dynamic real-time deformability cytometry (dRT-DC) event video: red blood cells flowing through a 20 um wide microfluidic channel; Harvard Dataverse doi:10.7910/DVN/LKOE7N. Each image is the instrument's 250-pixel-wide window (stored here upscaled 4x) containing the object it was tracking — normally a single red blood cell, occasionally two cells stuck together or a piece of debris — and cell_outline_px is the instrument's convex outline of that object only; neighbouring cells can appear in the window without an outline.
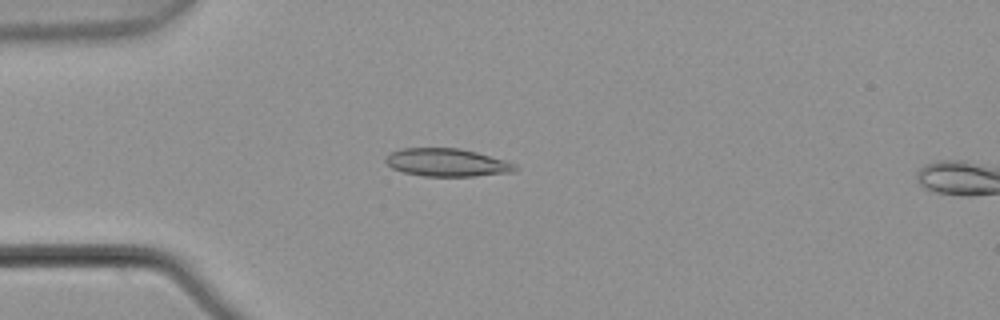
{"species": "common noctule bat (a hibernating species)", "species_latin": "Nyctalus noctula", "temperature_condition": "warm", "stored_images_in_passage": 5, "camera_frame_rate_fps": 3000, "um_per_image_px": 0.085, "animal": {"sex": "male", "body_mass_g": 21.5, "forearm_length_mm": 52.0}, "frame": {"image": 1, "passage_image": 4, "time_ms": 1.0, "image_size_px": [1000, 320], "cell_outline_px": [[516, 172], [476, 176], [424, 176], [404, 172], [392, 168], [384, 160], [384, 156], [400, 148], [460, 148], [508, 160], [516, 164]], "centroid_in_image_um": [38.02, 13.81], "position_along_channel_um": 47.0, "area_um2": 21.27}}